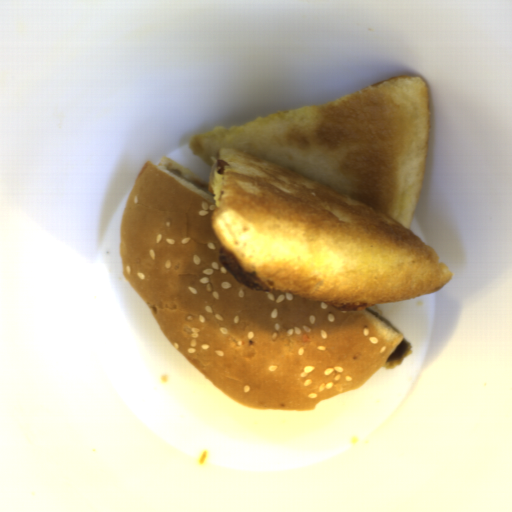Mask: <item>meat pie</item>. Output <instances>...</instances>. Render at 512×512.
<instances>
[{"label": "meat pie", "instance_id": "1", "mask_svg": "<svg viewBox=\"0 0 512 512\" xmlns=\"http://www.w3.org/2000/svg\"><path fill=\"white\" fill-rule=\"evenodd\" d=\"M411 347L406 339H403L391 352L384 363L385 367L394 368L410 353Z\"/></svg>", "mask_w": 512, "mask_h": 512}, {"label": "meat pie", "instance_id": "2", "mask_svg": "<svg viewBox=\"0 0 512 512\" xmlns=\"http://www.w3.org/2000/svg\"><path fill=\"white\" fill-rule=\"evenodd\" d=\"M365 309L369 313H371L374 317H376L378 320H380L382 323H384L387 327H389L390 329H393L395 331H398V327L395 326L393 323H391L388 319H386L385 317H383L382 315H380L379 313H377L376 311H374L370 307L369 308H365Z\"/></svg>", "mask_w": 512, "mask_h": 512}]
</instances>
